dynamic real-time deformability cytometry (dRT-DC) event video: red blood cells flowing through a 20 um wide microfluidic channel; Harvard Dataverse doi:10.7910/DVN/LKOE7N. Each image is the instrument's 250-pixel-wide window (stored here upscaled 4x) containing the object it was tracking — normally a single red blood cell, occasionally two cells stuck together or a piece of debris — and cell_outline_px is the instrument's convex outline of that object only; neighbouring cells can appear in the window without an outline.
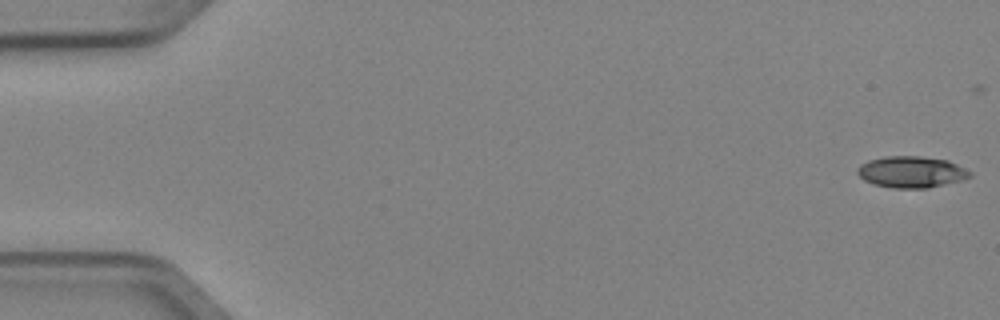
{"species": "Egyptian fruit bat (a non-hibernating species)", "species_latin": "Rousettus aegyptiacus", "temperature_condition": "cold", "stored_images_in_passage": 5, "camera_frame_rate_fps": 3000, "um_per_image_px": 0.085, "animal": {"sex": "female"}, "frame": {"image": 1, "passage_image": 1, "time_ms": 0.0, "image_size_px": [1000, 320], "cell_outline_px": [[972, 176], [964, 180], [928, 188], [892, 188], [872, 184], [864, 180], [856, 172], [856, 168], [860, 164], [868, 160], [884, 156], [920, 156], [948, 160], [972, 172]], "centroid_in_image_um": [77.46, 14.62], "position_along_channel_um": 7.5, "area_um2": 20.87}}
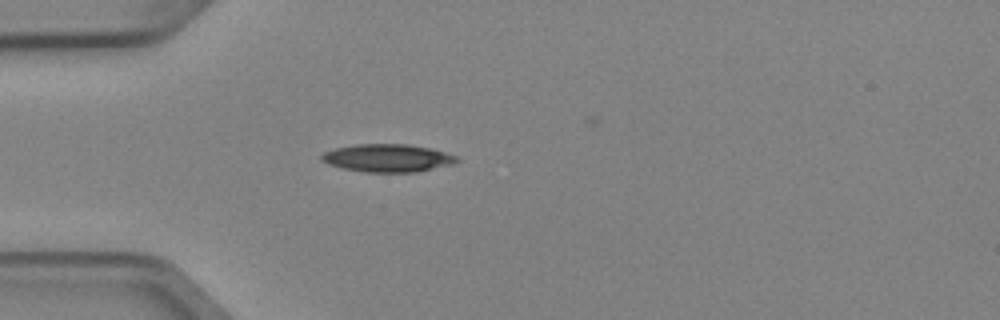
{"frame": {"image": 2, "passage_image": 5, "time_ms": 1.333, "image_size_px": [1000, 320], "cell_outline_px": [[460, 160], [452, 164], [416, 172], [364, 172], [344, 168], [328, 164], [320, 160], [320, 156], [324, 152], [336, 148], [356, 144], [408, 144], [428, 148], [444, 152], [456, 156]], "centroid_in_image_um": [32.92, 13.43], "position_along_channel_um": 52.1, "area_um2": 21.79}}